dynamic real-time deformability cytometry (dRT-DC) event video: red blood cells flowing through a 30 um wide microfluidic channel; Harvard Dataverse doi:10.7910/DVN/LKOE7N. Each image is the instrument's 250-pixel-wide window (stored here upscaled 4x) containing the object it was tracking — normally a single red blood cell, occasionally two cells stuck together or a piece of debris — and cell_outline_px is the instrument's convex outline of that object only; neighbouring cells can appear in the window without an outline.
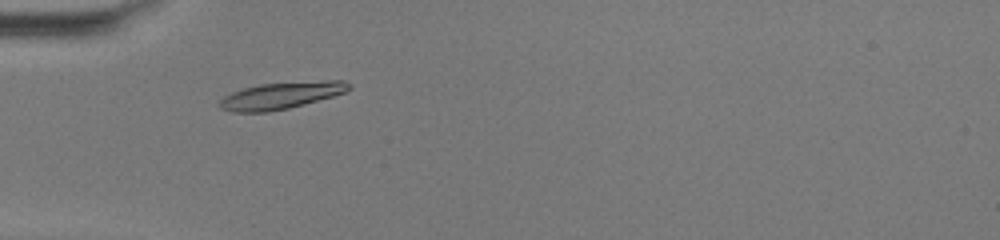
{"species": "common noctule bat (a hibernating species)", "species_latin": "Nyctalus noctula", "temperature_condition": "warm", "stored_images_in_passage": 41, "camera_frame_rate_fps": 3000, "um_per_image_px": 0.085, "animal": {"sex": "female", "body_mass_g": 20.0, "forearm_length_mm": 54.0}, "frame": {"image": 1, "passage_image": 8, "time_ms": 2.333, "image_size_px": [1000, 240], "cell_outline_px": [[352, 88], [344, 92], [332, 96], [288, 108], [268, 112], [232, 112], [220, 108], [216, 104], [224, 96], [232, 92], [244, 88], [260, 84], [324, 80], [344, 80], [352, 84]], "centroid_in_image_um": [23.88, 8.11], "position_along_channel_um": 61.1, "area_um2": 20.23}}
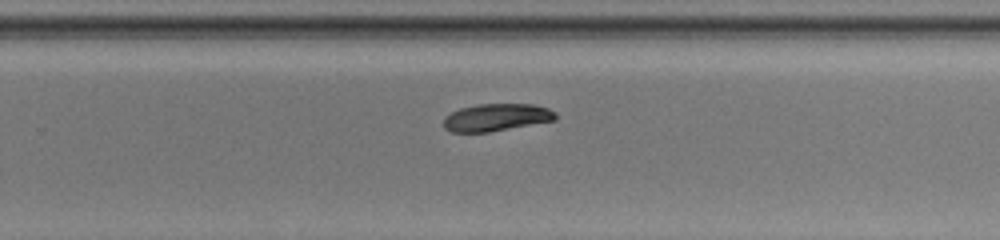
{"frame": {"image": 2, "passage_image": 25, "time_ms": 8.0, "image_size_px": [1000, 240], "cell_outline_px": [[556, 120], [488, 132], [452, 132], [444, 128], [444, 116], [460, 108], [480, 104], [532, 104], [548, 108], [556, 112]], "centroid_in_image_um": [42.19, 9.97], "position_along_channel_um": 287.6, "area_um2": 17.8}}
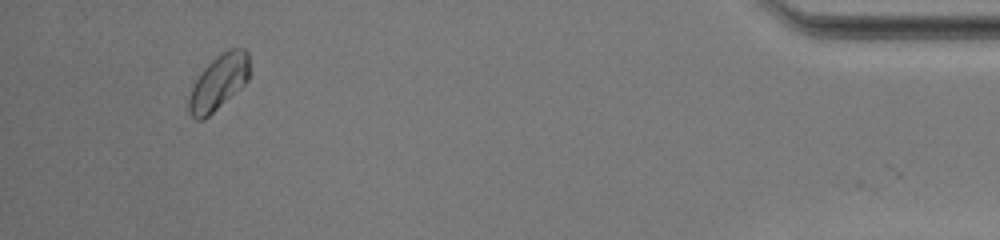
{"frame": {"image": 3, "passage_image": 39, "time_ms": 12.667, "image_size_px": [1000, 240], "cell_outline_px": [[248, 80], [240, 88], [204, 120], [196, 120], [188, 112], [188, 100], [192, 88], [196, 80], [204, 68], [216, 56], [228, 48], [244, 48], [248, 52]], "centroid_in_image_um": [18.57, 7.0], "position_along_channel_um": 416.6, "area_um2": 19.25}, "authors_computed_cell_mechanics": {"area_um2": 18.6694, "velocity_mm_per_s": 4.107, "shape_relaxation_time_tau1_ms": 10.3566, "shape_relaxation_time_tau2_ms": null, "deformation_change_tau1": 0.2098, "deformation_change_tau2": null}}